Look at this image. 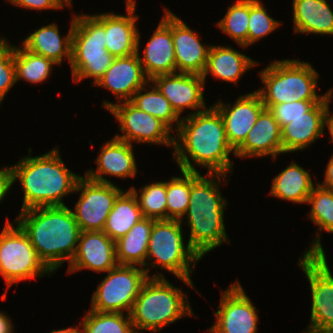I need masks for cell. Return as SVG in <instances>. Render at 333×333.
Segmentation results:
<instances>
[{"instance_id":"obj_1","label":"cell","mask_w":333,"mask_h":333,"mask_svg":"<svg viewBox=\"0 0 333 333\" xmlns=\"http://www.w3.org/2000/svg\"><path fill=\"white\" fill-rule=\"evenodd\" d=\"M176 135L179 139H174L173 158L180 170L198 172L190 157L194 164L207 167V173L231 174L229 155L235 151L227 141L223 119L214 106L181 118Z\"/></svg>"},{"instance_id":"obj_2","label":"cell","mask_w":333,"mask_h":333,"mask_svg":"<svg viewBox=\"0 0 333 333\" xmlns=\"http://www.w3.org/2000/svg\"><path fill=\"white\" fill-rule=\"evenodd\" d=\"M14 222L28 235L38 258L53 273L75 256L80 228L65 206L37 207L20 211Z\"/></svg>"},{"instance_id":"obj_3","label":"cell","mask_w":333,"mask_h":333,"mask_svg":"<svg viewBox=\"0 0 333 333\" xmlns=\"http://www.w3.org/2000/svg\"><path fill=\"white\" fill-rule=\"evenodd\" d=\"M24 156L10 166L12 183L19 179L24 191L21 211L49 206H65L62 198L75 191L79 174L71 172L60 157L59 148L42 156Z\"/></svg>"},{"instance_id":"obj_4","label":"cell","mask_w":333,"mask_h":333,"mask_svg":"<svg viewBox=\"0 0 333 333\" xmlns=\"http://www.w3.org/2000/svg\"><path fill=\"white\" fill-rule=\"evenodd\" d=\"M206 174L208 179L197 171L193 172L189 205L185 213L190 226L188 244L201 258L222 243L229 241L224 225V209L227 200L219 191L221 177L227 180L228 176L220 173Z\"/></svg>"},{"instance_id":"obj_5","label":"cell","mask_w":333,"mask_h":333,"mask_svg":"<svg viewBox=\"0 0 333 333\" xmlns=\"http://www.w3.org/2000/svg\"><path fill=\"white\" fill-rule=\"evenodd\" d=\"M173 286L162 273L149 277L129 313L135 333L138 330L160 331L184 316L194 314L188 297Z\"/></svg>"},{"instance_id":"obj_6","label":"cell","mask_w":333,"mask_h":333,"mask_svg":"<svg viewBox=\"0 0 333 333\" xmlns=\"http://www.w3.org/2000/svg\"><path fill=\"white\" fill-rule=\"evenodd\" d=\"M266 86L257 90L264 105L301 100H323L316 92L318 73L311 64L297 59L277 60L259 71Z\"/></svg>"},{"instance_id":"obj_7","label":"cell","mask_w":333,"mask_h":333,"mask_svg":"<svg viewBox=\"0 0 333 333\" xmlns=\"http://www.w3.org/2000/svg\"><path fill=\"white\" fill-rule=\"evenodd\" d=\"M105 43V28L93 14L75 15L70 62L74 82L91 77L95 86L104 75L114 59Z\"/></svg>"},{"instance_id":"obj_8","label":"cell","mask_w":333,"mask_h":333,"mask_svg":"<svg viewBox=\"0 0 333 333\" xmlns=\"http://www.w3.org/2000/svg\"><path fill=\"white\" fill-rule=\"evenodd\" d=\"M181 224L180 220H154L146 260L194 288L190 274L202 258L189 244L185 247Z\"/></svg>"},{"instance_id":"obj_9","label":"cell","mask_w":333,"mask_h":333,"mask_svg":"<svg viewBox=\"0 0 333 333\" xmlns=\"http://www.w3.org/2000/svg\"><path fill=\"white\" fill-rule=\"evenodd\" d=\"M6 221L0 233V275L8 287L52 272L38 258L28 235L18 223Z\"/></svg>"},{"instance_id":"obj_10","label":"cell","mask_w":333,"mask_h":333,"mask_svg":"<svg viewBox=\"0 0 333 333\" xmlns=\"http://www.w3.org/2000/svg\"><path fill=\"white\" fill-rule=\"evenodd\" d=\"M310 249L303 253L298 265L310 283L312 294L311 322L308 327L319 330L333 328V275L320 242V234Z\"/></svg>"},{"instance_id":"obj_11","label":"cell","mask_w":333,"mask_h":333,"mask_svg":"<svg viewBox=\"0 0 333 333\" xmlns=\"http://www.w3.org/2000/svg\"><path fill=\"white\" fill-rule=\"evenodd\" d=\"M143 267L117 265L108 271L91 298V310L130 313L140 289L148 279Z\"/></svg>"},{"instance_id":"obj_12","label":"cell","mask_w":333,"mask_h":333,"mask_svg":"<svg viewBox=\"0 0 333 333\" xmlns=\"http://www.w3.org/2000/svg\"><path fill=\"white\" fill-rule=\"evenodd\" d=\"M102 106L109 110L120 123V131L125 135L116 134L114 137L132 144L154 143L174 148L172 130L158 118L136 107L131 101L113 103L105 101Z\"/></svg>"},{"instance_id":"obj_13","label":"cell","mask_w":333,"mask_h":333,"mask_svg":"<svg viewBox=\"0 0 333 333\" xmlns=\"http://www.w3.org/2000/svg\"><path fill=\"white\" fill-rule=\"evenodd\" d=\"M79 191L80 198L72 212L80 230L103 231L114 202L123 190L113 183H101L81 176L74 193Z\"/></svg>"},{"instance_id":"obj_14","label":"cell","mask_w":333,"mask_h":333,"mask_svg":"<svg viewBox=\"0 0 333 333\" xmlns=\"http://www.w3.org/2000/svg\"><path fill=\"white\" fill-rule=\"evenodd\" d=\"M211 333H256L258 314L239 281L222 292Z\"/></svg>"},{"instance_id":"obj_15","label":"cell","mask_w":333,"mask_h":333,"mask_svg":"<svg viewBox=\"0 0 333 333\" xmlns=\"http://www.w3.org/2000/svg\"><path fill=\"white\" fill-rule=\"evenodd\" d=\"M164 9L165 15L149 39L142 57L139 53L140 33H138L137 54L149 80L159 75L176 73V59L171 31V11Z\"/></svg>"},{"instance_id":"obj_16","label":"cell","mask_w":333,"mask_h":333,"mask_svg":"<svg viewBox=\"0 0 333 333\" xmlns=\"http://www.w3.org/2000/svg\"><path fill=\"white\" fill-rule=\"evenodd\" d=\"M150 82L168 99L179 117L186 108L195 109L189 115L206 109L203 96L205 82L201 75L176 72L156 76Z\"/></svg>"},{"instance_id":"obj_17","label":"cell","mask_w":333,"mask_h":333,"mask_svg":"<svg viewBox=\"0 0 333 333\" xmlns=\"http://www.w3.org/2000/svg\"><path fill=\"white\" fill-rule=\"evenodd\" d=\"M213 106L223 119L227 141L234 151L245 141L265 108L257 91L241 95L232 106L222 101L215 102Z\"/></svg>"},{"instance_id":"obj_18","label":"cell","mask_w":333,"mask_h":333,"mask_svg":"<svg viewBox=\"0 0 333 333\" xmlns=\"http://www.w3.org/2000/svg\"><path fill=\"white\" fill-rule=\"evenodd\" d=\"M117 265L116 242L103 231H81L75 256L67 272L88 269L101 273Z\"/></svg>"},{"instance_id":"obj_19","label":"cell","mask_w":333,"mask_h":333,"mask_svg":"<svg viewBox=\"0 0 333 333\" xmlns=\"http://www.w3.org/2000/svg\"><path fill=\"white\" fill-rule=\"evenodd\" d=\"M127 15L101 13L93 15L105 28L107 51L115 57H125L137 53L139 29L135 13L136 1L126 0Z\"/></svg>"},{"instance_id":"obj_20","label":"cell","mask_w":333,"mask_h":333,"mask_svg":"<svg viewBox=\"0 0 333 333\" xmlns=\"http://www.w3.org/2000/svg\"><path fill=\"white\" fill-rule=\"evenodd\" d=\"M171 31L176 59V72L203 75L211 45L203 46L197 32L171 12Z\"/></svg>"},{"instance_id":"obj_21","label":"cell","mask_w":333,"mask_h":333,"mask_svg":"<svg viewBox=\"0 0 333 333\" xmlns=\"http://www.w3.org/2000/svg\"><path fill=\"white\" fill-rule=\"evenodd\" d=\"M149 82L138 54L135 53L125 57H115L111 66L95 85L109 89L120 103L130 101L134 93Z\"/></svg>"},{"instance_id":"obj_22","label":"cell","mask_w":333,"mask_h":333,"mask_svg":"<svg viewBox=\"0 0 333 333\" xmlns=\"http://www.w3.org/2000/svg\"><path fill=\"white\" fill-rule=\"evenodd\" d=\"M329 101L325 97L304 116L297 117L281 129L283 153L302 151L323 135Z\"/></svg>"},{"instance_id":"obj_23","label":"cell","mask_w":333,"mask_h":333,"mask_svg":"<svg viewBox=\"0 0 333 333\" xmlns=\"http://www.w3.org/2000/svg\"><path fill=\"white\" fill-rule=\"evenodd\" d=\"M280 153H283L281 128L272 113L264 108L234 155L242 158L271 155L275 160Z\"/></svg>"},{"instance_id":"obj_24","label":"cell","mask_w":333,"mask_h":333,"mask_svg":"<svg viewBox=\"0 0 333 333\" xmlns=\"http://www.w3.org/2000/svg\"><path fill=\"white\" fill-rule=\"evenodd\" d=\"M95 161L97 171L94 172L90 169L85 173L90 180L112 184L104 175L122 179L136 176L137 166L133 154V145L115 137L102 145L100 154Z\"/></svg>"},{"instance_id":"obj_25","label":"cell","mask_w":333,"mask_h":333,"mask_svg":"<svg viewBox=\"0 0 333 333\" xmlns=\"http://www.w3.org/2000/svg\"><path fill=\"white\" fill-rule=\"evenodd\" d=\"M75 15L71 20V27L67 36L61 37L57 24H49L36 29L23 40L22 45L29 51L52 60L57 65L63 58L71 62L72 34Z\"/></svg>"},{"instance_id":"obj_26","label":"cell","mask_w":333,"mask_h":333,"mask_svg":"<svg viewBox=\"0 0 333 333\" xmlns=\"http://www.w3.org/2000/svg\"><path fill=\"white\" fill-rule=\"evenodd\" d=\"M257 64V61L230 46L211 45L202 77L205 82L210 73L216 79L236 84L244 72Z\"/></svg>"},{"instance_id":"obj_27","label":"cell","mask_w":333,"mask_h":333,"mask_svg":"<svg viewBox=\"0 0 333 333\" xmlns=\"http://www.w3.org/2000/svg\"><path fill=\"white\" fill-rule=\"evenodd\" d=\"M294 32L333 35V11L326 0H293Z\"/></svg>"},{"instance_id":"obj_28","label":"cell","mask_w":333,"mask_h":333,"mask_svg":"<svg viewBox=\"0 0 333 333\" xmlns=\"http://www.w3.org/2000/svg\"><path fill=\"white\" fill-rule=\"evenodd\" d=\"M153 224L154 219L143 218L124 237L116 241L118 265L143 266L150 277L148 274L150 264L146 261V256Z\"/></svg>"},{"instance_id":"obj_29","label":"cell","mask_w":333,"mask_h":333,"mask_svg":"<svg viewBox=\"0 0 333 333\" xmlns=\"http://www.w3.org/2000/svg\"><path fill=\"white\" fill-rule=\"evenodd\" d=\"M310 176L307 170L293 162L273 178L269 194L295 203H307L314 187Z\"/></svg>"},{"instance_id":"obj_30","label":"cell","mask_w":333,"mask_h":333,"mask_svg":"<svg viewBox=\"0 0 333 333\" xmlns=\"http://www.w3.org/2000/svg\"><path fill=\"white\" fill-rule=\"evenodd\" d=\"M143 218L135 194L130 189L122 191L107 217L103 232L116 242Z\"/></svg>"},{"instance_id":"obj_31","label":"cell","mask_w":333,"mask_h":333,"mask_svg":"<svg viewBox=\"0 0 333 333\" xmlns=\"http://www.w3.org/2000/svg\"><path fill=\"white\" fill-rule=\"evenodd\" d=\"M14 65L16 82L24 79L36 84L48 79L52 66L56 63L27 50L24 46L20 48L14 45Z\"/></svg>"},{"instance_id":"obj_32","label":"cell","mask_w":333,"mask_h":333,"mask_svg":"<svg viewBox=\"0 0 333 333\" xmlns=\"http://www.w3.org/2000/svg\"><path fill=\"white\" fill-rule=\"evenodd\" d=\"M152 90H146V85L137 90L132 99L130 100L136 107L142 111L149 113L150 115L158 118L165 123L173 131V123L176 122L178 130L181 122L175 111L172 109L168 99L157 89L154 85H151ZM147 91L142 93V91Z\"/></svg>"},{"instance_id":"obj_33","label":"cell","mask_w":333,"mask_h":333,"mask_svg":"<svg viewBox=\"0 0 333 333\" xmlns=\"http://www.w3.org/2000/svg\"><path fill=\"white\" fill-rule=\"evenodd\" d=\"M83 333H135L130 315L89 310L79 322Z\"/></svg>"},{"instance_id":"obj_34","label":"cell","mask_w":333,"mask_h":333,"mask_svg":"<svg viewBox=\"0 0 333 333\" xmlns=\"http://www.w3.org/2000/svg\"><path fill=\"white\" fill-rule=\"evenodd\" d=\"M183 177L166 181L167 220H183L189 205L193 172L181 170Z\"/></svg>"},{"instance_id":"obj_35","label":"cell","mask_w":333,"mask_h":333,"mask_svg":"<svg viewBox=\"0 0 333 333\" xmlns=\"http://www.w3.org/2000/svg\"><path fill=\"white\" fill-rule=\"evenodd\" d=\"M130 190L135 194L144 218L167 220L166 181L143 186L139 196L133 186Z\"/></svg>"},{"instance_id":"obj_36","label":"cell","mask_w":333,"mask_h":333,"mask_svg":"<svg viewBox=\"0 0 333 333\" xmlns=\"http://www.w3.org/2000/svg\"><path fill=\"white\" fill-rule=\"evenodd\" d=\"M216 24L238 45L243 48L247 47L249 0H237L228 7L227 13Z\"/></svg>"},{"instance_id":"obj_37","label":"cell","mask_w":333,"mask_h":333,"mask_svg":"<svg viewBox=\"0 0 333 333\" xmlns=\"http://www.w3.org/2000/svg\"><path fill=\"white\" fill-rule=\"evenodd\" d=\"M307 203L312 205L309 218L319 227L318 230L333 233V190L324 188L317 182Z\"/></svg>"},{"instance_id":"obj_38","label":"cell","mask_w":333,"mask_h":333,"mask_svg":"<svg viewBox=\"0 0 333 333\" xmlns=\"http://www.w3.org/2000/svg\"><path fill=\"white\" fill-rule=\"evenodd\" d=\"M279 25V21L268 15L261 1L249 0L247 47L269 35Z\"/></svg>"},{"instance_id":"obj_39","label":"cell","mask_w":333,"mask_h":333,"mask_svg":"<svg viewBox=\"0 0 333 333\" xmlns=\"http://www.w3.org/2000/svg\"><path fill=\"white\" fill-rule=\"evenodd\" d=\"M6 38H0V101L16 82L14 65V45L8 44Z\"/></svg>"},{"instance_id":"obj_40","label":"cell","mask_w":333,"mask_h":333,"mask_svg":"<svg viewBox=\"0 0 333 333\" xmlns=\"http://www.w3.org/2000/svg\"><path fill=\"white\" fill-rule=\"evenodd\" d=\"M322 100H301L286 102L278 105H264L282 129L285 125L292 122L297 117L304 116L316 103Z\"/></svg>"},{"instance_id":"obj_41","label":"cell","mask_w":333,"mask_h":333,"mask_svg":"<svg viewBox=\"0 0 333 333\" xmlns=\"http://www.w3.org/2000/svg\"><path fill=\"white\" fill-rule=\"evenodd\" d=\"M15 6L23 7L26 9H33L37 11L46 9H61L64 6L59 2V0H8Z\"/></svg>"},{"instance_id":"obj_42","label":"cell","mask_w":333,"mask_h":333,"mask_svg":"<svg viewBox=\"0 0 333 333\" xmlns=\"http://www.w3.org/2000/svg\"><path fill=\"white\" fill-rule=\"evenodd\" d=\"M0 169V202L6 197L8 190L12 187V174L10 166Z\"/></svg>"},{"instance_id":"obj_43","label":"cell","mask_w":333,"mask_h":333,"mask_svg":"<svg viewBox=\"0 0 333 333\" xmlns=\"http://www.w3.org/2000/svg\"><path fill=\"white\" fill-rule=\"evenodd\" d=\"M320 186L333 190V154L325 169V179L322 184L318 183Z\"/></svg>"},{"instance_id":"obj_44","label":"cell","mask_w":333,"mask_h":333,"mask_svg":"<svg viewBox=\"0 0 333 333\" xmlns=\"http://www.w3.org/2000/svg\"><path fill=\"white\" fill-rule=\"evenodd\" d=\"M13 324L4 312H0V333H14Z\"/></svg>"},{"instance_id":"obj_45","label":"cell","mask_w":333,"mask_h":333,"mask_svg":"<svg viewBox=\"0 0 333 333\" xmlns=\"http://www.w3.org/2000/svg\"><path fill=\"white\" fill-rule=\"evenodd\" d=\"M330 111L328 112L326 116L325 126H328L329 133L331 136V141L333 143V114L329 115Z\"/></svg>"},{"instance_id":"obj_46","label":"cell","mask_w":333,"mask_h":333,"mask_svg":"<svg viewBox=\"0 0 333 333\" xmlns=\"http://www.w3.org/2000/svg\"><path fill=\"white\" fill-rule=\"evenodd\" d=\"M80 327H70V328H65V329H61V330H52V332L50 333H83L82 329H80L81 331H79Z\"/></svg>"},{"instance_id":"obj_47","label":"cell","mask_w":333,"mask_h":333,"mask_svg":"<svg viewBox=\"0 0 333 333\" xmlns=\"http://www.w3.org/2000/svg\"><path fill=\"white\" fill-rule=\"evenodd\" d=\"M307 330L308 331L305 333H333V331H331V330H319V329H314L311 327H308Z\"/></svg>"},{"instance_id":"obj_48","label":"cell","mask_w":333,"mask_h":333,"mask_svg":"<svg viewBox=\"0 0 333 333\" xmlns=\"http://www.w3.org/2000/svg\"><path fill=\"white\" fill-rule=\"evenodd\" d=\"M59 2L65 7V6H68L70 7L71 6V2L72 0H59Z\"/></svg>"},{"instance_id":"obj_49","label":"cell","mask_w":333,"mask_h":333,"mask_svg":"<svg viewBox=\"0 0 333 333\" xmlns=\"http://www.w3.org/2000/svg\"><path fill=\"white\" fill-rule=\"evenodd\" d=\"M333 90H329L328 92H326V97H327V100L330 102L331 101V98L333 97Z\"/></svg>"}]
</instances>
